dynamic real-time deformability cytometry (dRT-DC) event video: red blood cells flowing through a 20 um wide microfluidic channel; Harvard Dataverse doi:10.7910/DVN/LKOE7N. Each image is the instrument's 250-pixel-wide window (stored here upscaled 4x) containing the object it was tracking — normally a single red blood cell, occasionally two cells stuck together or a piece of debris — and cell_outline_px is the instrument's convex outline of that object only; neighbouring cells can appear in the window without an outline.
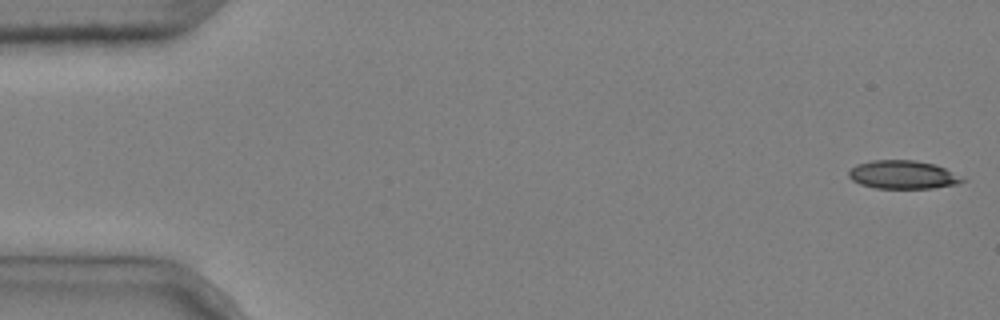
{"species": "common noctule bat (a hibernating species)", "species_latin": "Nyctalus noctula", "temperature_condition": "cold", "stored_images_in_passage": 4, "camera_frame_rate_fps": 3000, "um_per_image_px": 0.085, "animal": {"sex": "male", "body_mass_g": 20.4}, "frame": {"image": 1, "passage_image": 1, "time_ms": 0.0, "image_size_px": [1000, 320], "cell_outline_px": [[968, 180], [956, 184], [932, 188], [876, 188], [860, 184], [852, 180], [848, 176], [848, 172], [856, 164], [872, 160], [916, 160], [936, 164]], "centroid_in_image_um": [76.73, 14.84], "position_along_channel_um": 8.3, "area_um2": 18.79}}
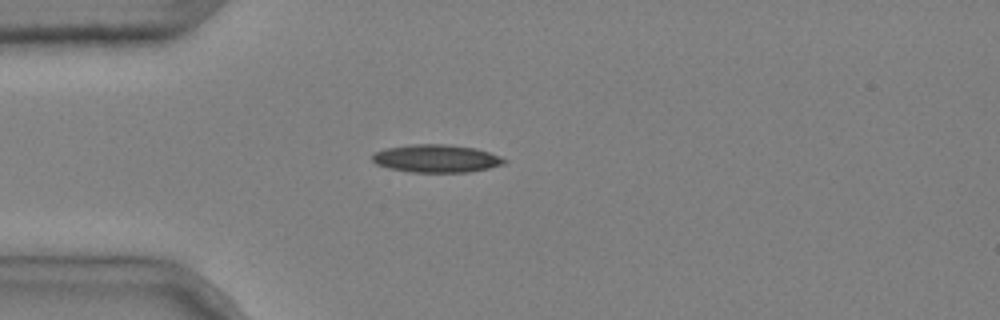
{"frame": {"image": 2, "passage_image": 4, "time_ms": 1.0, "image_size_px": [1000, 320], "cell_outline_px": [[508, 160], [504, 164], [488, 168], [468, 172], [412, 172], [388, 168], [376, 164], [372, 160], [372, 156], [376, 152], [388, 148], [416, 144], [444, 144], [476, 148], [500, 156]], "centroid_in_image_um": [37.11, 13.48], "position_along_channel_um": 47.9, "area_um2": 21.21}}